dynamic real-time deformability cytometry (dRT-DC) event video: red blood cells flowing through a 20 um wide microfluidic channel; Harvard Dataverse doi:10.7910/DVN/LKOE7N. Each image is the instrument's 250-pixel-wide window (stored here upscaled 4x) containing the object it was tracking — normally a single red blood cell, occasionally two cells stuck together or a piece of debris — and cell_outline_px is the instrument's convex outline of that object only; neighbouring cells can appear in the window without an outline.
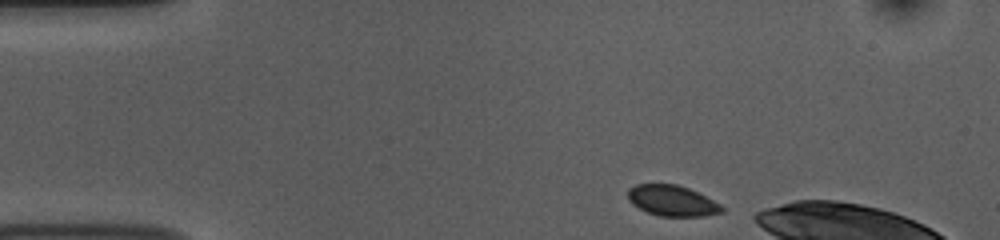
{"species": "common noctule bat (a hibernating species)", "species_latin": "Nyctalus noctula", "temperature_condition": "room temperature", "stored_images_in_passage": 46, "camera_frame_rate_fps": 3000, "um_per_image_px": 0.085, "animal": {"sex": "female", "body_mass_g": 10.0, "forearm_length_mm": 53.1}, "frame": {"image": 1, "passage_image": 1, "time_ms": 0.0, "image_size_px": [1000, 240], "cell_outline_px": [[724, 212], [704, 216], [660, 216], [648, 212], [632, 204], [628, 200], [628, 188], [636, 184], [676, 184], [688, 188], [720, 204], [724, 208]], "centroid_in_image_um": [57.12, 17.06], "position_along_channel_um": 27.9, "area_um2": 16.7}}
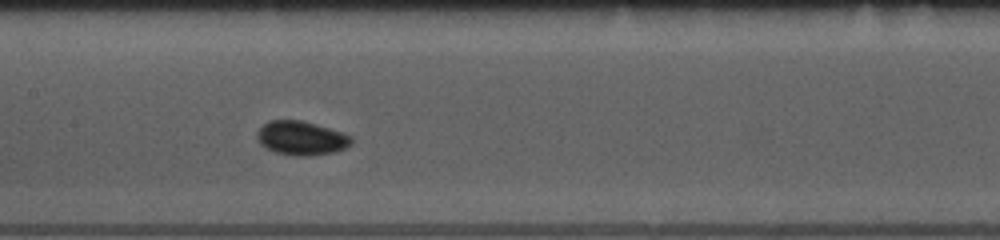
{"frame": {"image": 2, "passage_image": 18, "time_ms": 5.667, "image_size_px": [1000, 240], "cell_outline_px": [[352, 144], [336, 152], [308, 156], [296, 156], [276, 152], [260, 144], [256, 140], [256, 132], [268, 120], [300, 120], [316, 124], [352, 136]], "centroid_in_image_um": [25.59, 11.74], "position_along_channel_um": 181.8, "area_um2": 18.67}}
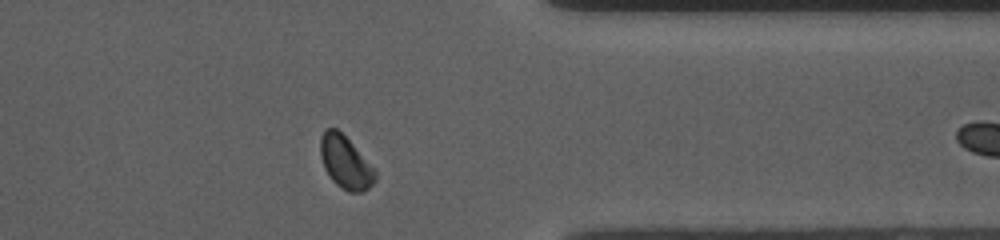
{"frame": {"image": 3, "passage_image": 35, "time_ms": 11.333, "image_size_px": [1000, 240], "cell_outline_px": [[376, 180], [368, 188], [360, 192], [348, 192], [336, 184], [332, 180], [324, 168], [320, 156], [320, 136], [324, 128], [336, 128], [352, 144], [376, 172]], "centroid_in_image_um": [29.32, 13.8], "position_along_channel_um": 382.1, "area_um2": 16.53}}